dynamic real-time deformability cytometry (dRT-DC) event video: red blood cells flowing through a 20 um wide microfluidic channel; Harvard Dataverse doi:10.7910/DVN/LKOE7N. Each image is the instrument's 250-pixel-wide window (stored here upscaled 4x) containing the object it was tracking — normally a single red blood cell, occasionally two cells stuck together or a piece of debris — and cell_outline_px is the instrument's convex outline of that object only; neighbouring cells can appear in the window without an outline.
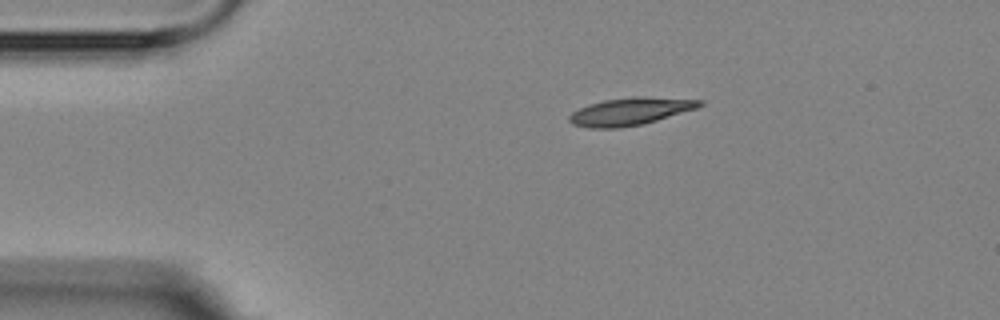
{"species": "Egyptian fruit bat (a non-hibernating species)", "species_latin": "Rousettus aegyptiacus", "temperature_condition": "room temperature", "stored_images_in_passage": 8, "camera_frame_rate_fps": 3000, "um_per_image_px": 0.085, "animal": {"sex": "female"}, "frame": {"image": 1, "passage_image": 1, "time_ms": 0.0, "image_size_px": [1000, 320], "cell_outline_px": [[704, 104], [696, 108], [644, 124], [620, 128], [588, 128], [572, 124], [568, 120], [568, 116], [572, 112], [588, 104], [604, 100], [632, 96], [644, 96], [704, 100]], "centroid_in_image_um": [53.55, 9.47], "position_along_channel_um": 31.5, "area_um2": 21.04}}
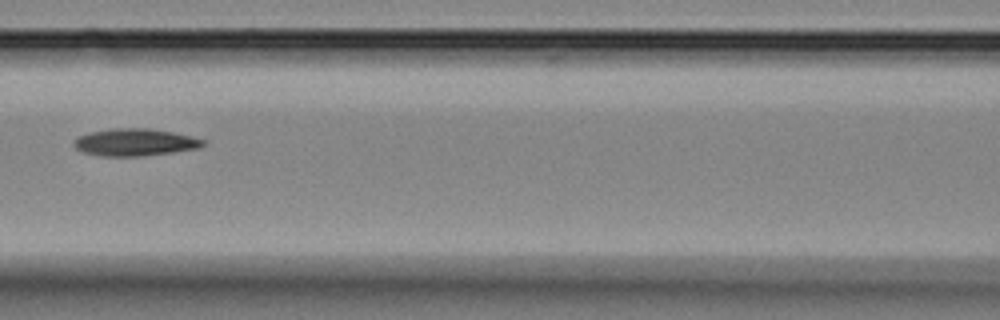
{"frame": {"image": 2, "passage_image": 5, "time_ms": 4.667, "image_size_px": [1000, 320], "cell_outline_px": [[208, 144], [200, 148], [144, 156], [100, 156], [84, 152], [76, 148], [72, 144], [80, 136], [92, 132], [112, 128], [148, 128], [172, 132], [192, 136], [208, 140]], "centroid_in_image_um": [11.56, 12.1], "position_along_channel_um": 155.0, "area_um2": 20.58}}
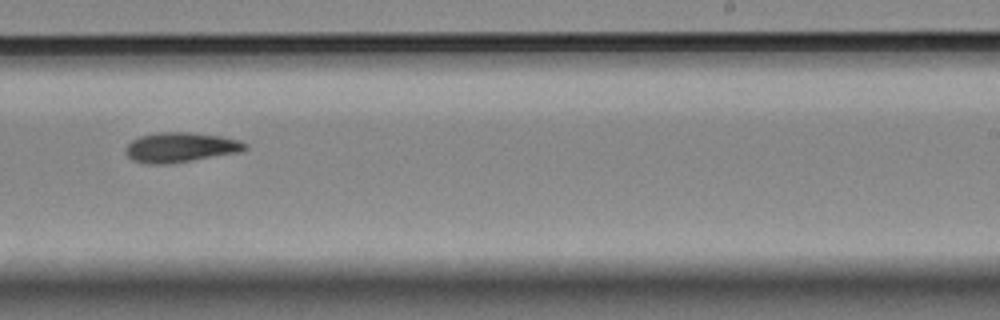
{"frame": {"image": 3, "passage_image": 8, "time_ms": 8.0, "image_size_px": [1000, 320], "cell_outline_px": [[248, 148], [240, 152], [172, 164], [148, 164], [132, 160], [128, 156], [128, 144], [132, 140], [140, 136], [156, 132], [188, 132], [220, 136], [240, 140], [248, 144]], "centroid_in_image_um": [15.39, 12.53], "position_along_channel_um": 273.6, "area_um2": 20.81}}